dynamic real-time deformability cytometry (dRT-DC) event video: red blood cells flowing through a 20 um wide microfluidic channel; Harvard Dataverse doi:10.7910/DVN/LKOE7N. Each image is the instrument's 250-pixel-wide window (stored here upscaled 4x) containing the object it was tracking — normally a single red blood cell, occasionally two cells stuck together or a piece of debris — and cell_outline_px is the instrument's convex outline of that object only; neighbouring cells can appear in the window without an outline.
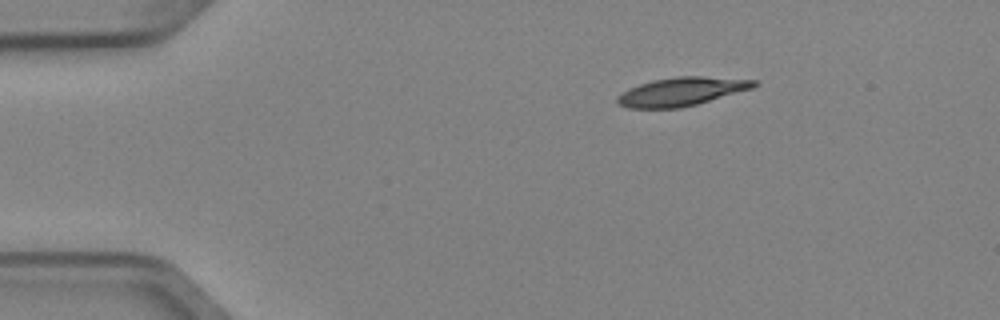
{"species": "Egyptian fruit bat (a non-hibernating species)", "species_latin": "Rousettus aegyptiacus", "temperature_condition": "cold", "stored_images_in_passage": 2, "camera_frame_rate_fps": 3000, "um_per_image_px": 0.085, "animal": {"sex": "female"}, "frame": {"image": 1, "passage_image": 1, "time_ms": 0.0, "image_size_px": [1000, 320], "cell_outline_px": [[760, 84], [752, 88], [696, 104], [680, 108], [628, 108], [620, 104], [616, 100], [616, 96], [628, 88], [652, 80], [676, 76], [704, 76], [760, 80]], "centroid_in_image_um": [57.94, 7.77], "position_along_channel_um": 27.1, "area_um2": 22.72}}